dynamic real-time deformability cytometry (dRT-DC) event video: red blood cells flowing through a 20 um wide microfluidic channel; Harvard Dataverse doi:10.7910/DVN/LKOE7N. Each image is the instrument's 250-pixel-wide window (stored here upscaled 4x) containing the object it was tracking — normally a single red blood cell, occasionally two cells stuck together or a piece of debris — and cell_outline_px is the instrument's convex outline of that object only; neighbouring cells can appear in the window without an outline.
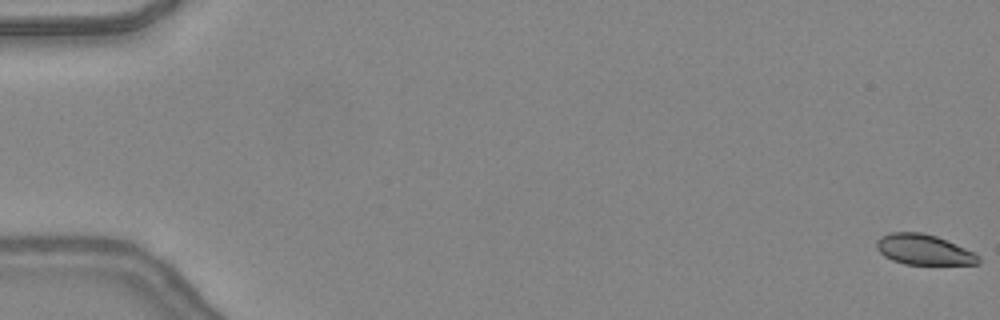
{"species": "common noctule bat (a hibernating species)", "species_latin": "Nyctalus noctula", "temperature_condition": "warm", "stored_images_in_passage": 49, "camera_frame_rate_fps": 3000, "um_per_image_px": 0.085, "animal": {"sex": "female", "body_mass_g": 24.6, "forearm_length_mm": 56.2}, "frame": {"image": 1, "passage_image": 1, "time_ms": 0.0, "image_size_px": [1000, 320], "cell_outline_px": [[980, 264], [904, 264], [892, 260], [884, 256], [876, 248], [876, 240], [880, 236], [888, 232], [920, 232], [936, 236], [964, 248], [980, 256]], "centroid_in_image_um": [78.47, 21.21], "position_along_channel_um": 6.5, "area_um2": 17.98}}
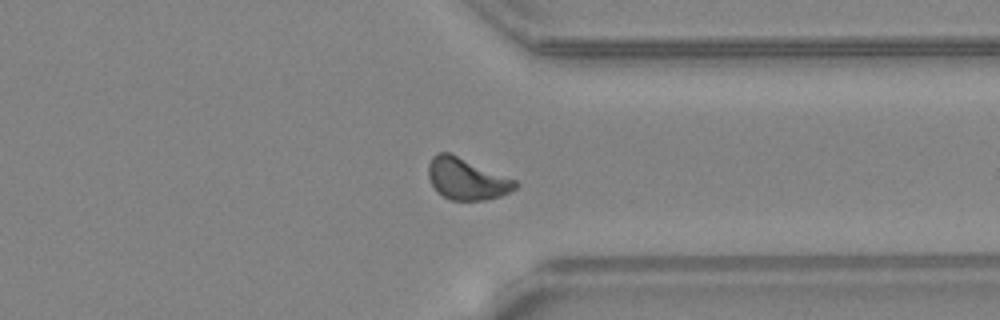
{"frame": {"image": 2, "passage_image": 38, "time_ms": 12.333, "image_size_px": [1000, 320], "cell_outline_px": [[520, 184], [516, 188], [500, 196], [484, 200], [452, 200], [436, 192], [428, 176], [428, 164], [432, 156], [436, 152], [448, 152], [516, 180]], "centroid_in_image_um": [39.64, 15.2], "position_along_channel_um": 371.8, "area_um2": 20.92}}
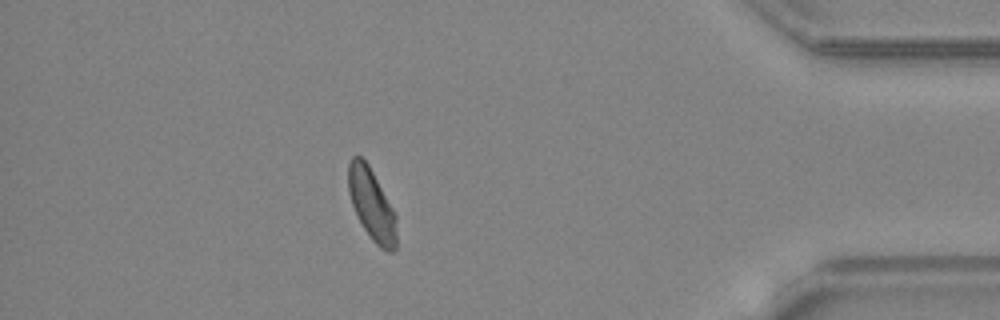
{"frame": {"image": 3, "passage_image": 43, "time_ms": 14.0, "image_size_px": [1000, 320], "cell_outline_px": [[396, 248], [392, 252], [388, 252], [380, 248], [372, 240], [364, 228], [352, 204], [348, 192], [348, 164], [352, 156], [360, 156], [368, 164], [396, 212]], "centroid_in_image_um": [31.61, 17.39], "position_along_channel_um": 403.6, "area_um2": 20.11}, "authors_computed_cell_mechanics": {"area_um2": 20.0566, "velocity_mm_per_s": 4.3852, "shape_relaxation_time_tau1_ms": 3.2781, "shape_relaxation_time_tau2_ms": 3.2384, "deformation_change_tau1": 0.1038, "deformation_change_tau2": 0.0798}}